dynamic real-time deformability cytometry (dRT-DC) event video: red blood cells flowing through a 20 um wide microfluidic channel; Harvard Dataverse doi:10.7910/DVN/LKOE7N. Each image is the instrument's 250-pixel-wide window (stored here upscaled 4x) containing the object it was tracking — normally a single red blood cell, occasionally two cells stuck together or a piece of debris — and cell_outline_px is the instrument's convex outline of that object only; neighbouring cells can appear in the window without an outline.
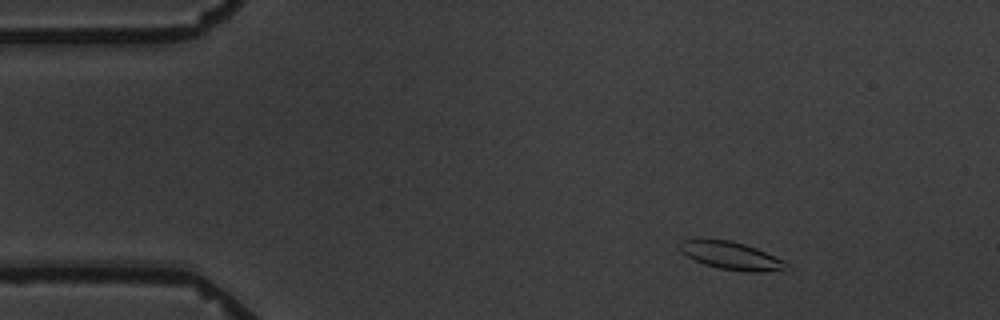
{"species": "common noctule bat (a hibernating species)", "species_latin": "Nyctalus noctula", "temperature_condition": "warm", "stored_images_in_passage": 5, "camera_frame_rate_fps": 3000, "um_per_image_px": 0.085, "animal": {"sex": "male", "body_mass_g": 19.5, "forearm_length_mm": 54.6}, "frame": {"image": 1, "passage_image": 2, "time_ms": 1.0, "image_size_px": [1000, 320], "cell_outline_px": [[796, 268], [788, 272], [748, 272], [720, 268], [704, 264], [680, 252], [676, 244], [680, 240], [732, 240], [756, 248], [784, 260]], "centroid_in_image_um": [62.29, 21.77], "position_along_channel_um": 22.7, "area_um2": 17.74}}
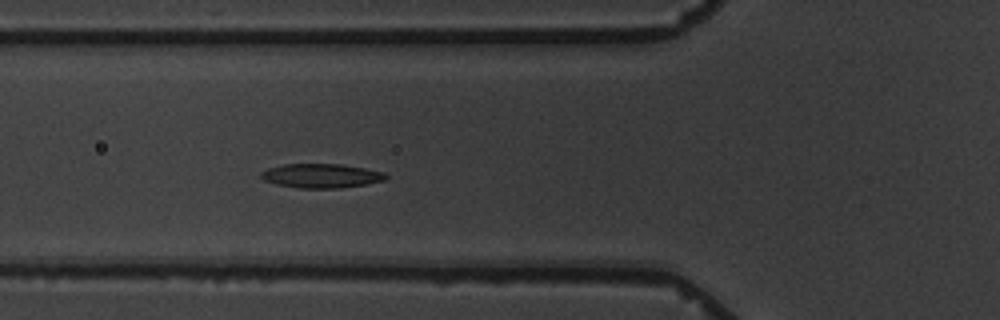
{"frame": {"image": 2, "passage_image": 5, "time_ms": 5.333, "image_size_px": [1000, 320], "cell_outline_px": [[388, 176], [384, 180], [368, 184], [340, 188], [300, 188], [276, 184], [264, 180], [260, 176], [260, 172], [268, 168], [284, 164], [340, 164], [364, 168], [384, 172]], "centroid_in_image_um": [27.3, 14.94], "position_along_channel_um": 98.5, "area_um2": 17.57}}